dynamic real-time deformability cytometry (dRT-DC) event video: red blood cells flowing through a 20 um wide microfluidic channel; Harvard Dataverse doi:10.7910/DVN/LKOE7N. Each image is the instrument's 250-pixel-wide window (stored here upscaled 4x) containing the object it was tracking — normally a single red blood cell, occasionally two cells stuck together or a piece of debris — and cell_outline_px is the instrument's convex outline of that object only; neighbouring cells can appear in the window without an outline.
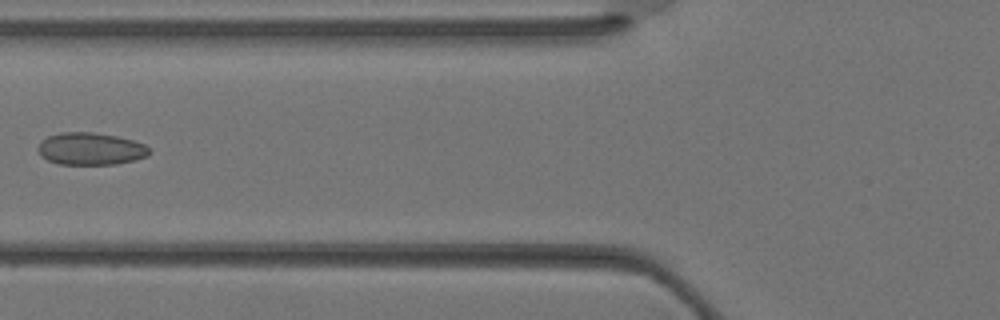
{"species": "Egyptian fruit bat (a non-hibernating species)", "species_latin": "Rousettus aegyptiacus", "temperature_condition": "warm", "stored_images_in_passage": 30, "camera_frame_rate_fps": 3000, "um_per_image_px": 0.085, "animal": {"sex": "female"}, "frame": {"image": 1, "passage_image": 15, "time_ms": 4.667, "image_size_px": [1000, 320], "cell_outline_px": [[148, 156], [136, 160], [116, 164], [60, 164], [48, 160], [40, 156], [36, 148], [48, 136], [60, 132], [92, 132], [116, 136], [132, 140], [144, 144], [148, 148]], "centroid_in_image_um": [7.68, 12.65], "position_along_channel_um": 118.1, "area_um2": 20.87}}
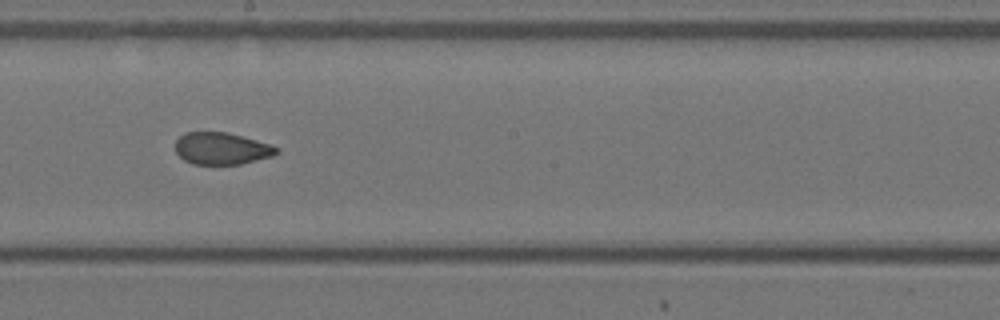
{"frame": {"image": 2, "passage_image": 21, "time_ms": 6.667, "image_size_px": [1000, 320], "cell_outline_px": [[280, 152], [272, 156], [240, 164], [192, 164], [184, 160], [176, 152], [176, 140], [184, 132], [228, 132], [272, 144], [280, 148]], "centroid_in_image_um": [18.87, 12.61], "position_along_channel_um": 229.3, "area_um2": 19.02}}
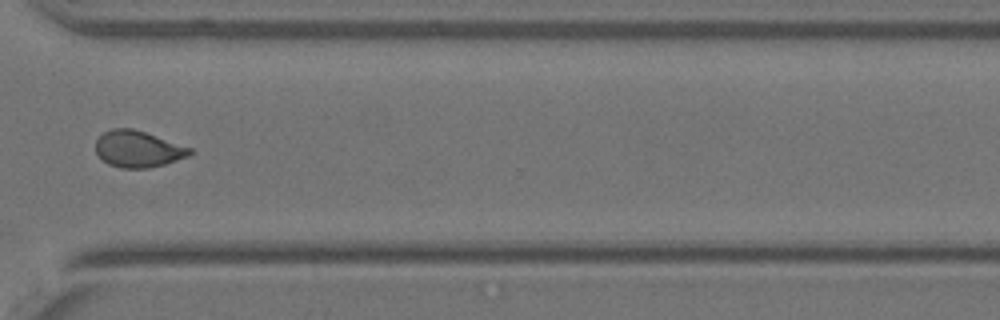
{"frame": {"image": 3, "passage_image": 28, "time_ms": 9.0, "image_size_px": [1000, 320], "cell_outline_px": [[192, 152], [188, 156], [164, 164], [148, 168], [120, 168], [108, 164], [96, 152], [96, 140], [104, 132], [112, 128], [132, 128], [192, 148]], "centroid_in_image_um": [11.71, 12.67], "position_along_channel_um": 358.9, "area_um2": 19.77}}